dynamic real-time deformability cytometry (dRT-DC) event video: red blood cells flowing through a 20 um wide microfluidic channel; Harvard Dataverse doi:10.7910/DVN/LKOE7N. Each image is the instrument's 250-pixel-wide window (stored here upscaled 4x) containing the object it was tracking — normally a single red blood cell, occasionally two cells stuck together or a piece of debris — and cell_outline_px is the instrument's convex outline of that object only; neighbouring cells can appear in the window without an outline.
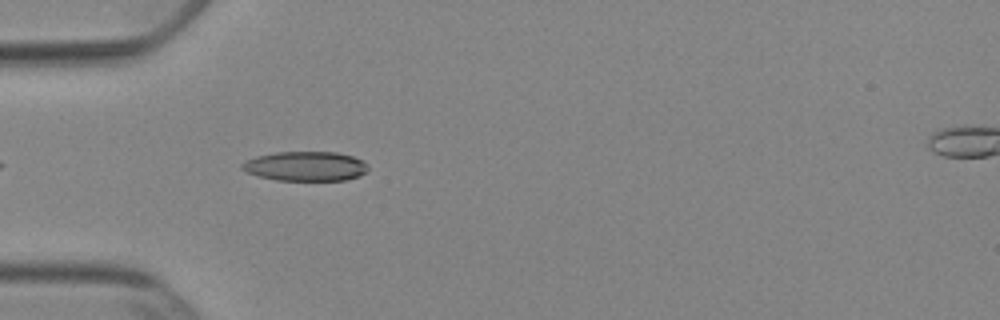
{"species": "Egyptian fruit bat (a non-hibernating species)", "species_latin": "Rousettus aegyptiacus", "temperature_condition": "cold", "stored_images_in_passage": 13, "camera_frame_rate_fps": 3000, "um_per_image_px": 0.085, "animal": {"sex": "female"}, "frame": {"image": 1, "passage_image": 4, "time_ms": 1.0, "image_size_px": [1000, 320], "cell_outline_px": [[368, 168], [360, 176], [344, 180], [276, 180], [260, 176], [248, 172], [240, 168], [240, 164], [256, 156], [276, 152], [336, 152], [352, 156], [368, 164]], "centroid_in_image_um": [25.97, 14.12], "position_along_channel_um": 59.0, "area_um2": 21.5}}
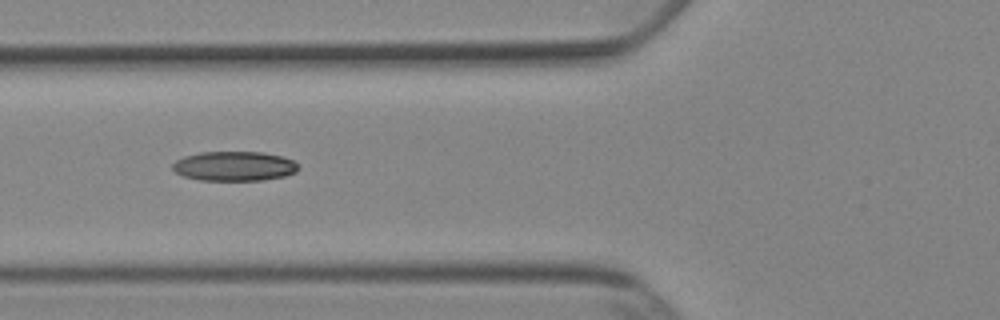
{"frame": {"image": 2, "passage_image": 8, "time_ms": 2.333, "image_size_px": [1000, 320], "cell_outline_px": [[300, 168], [296, 172], [284, 176], [264, 180], [200, 180], [184, 176], [176, 172], [172, 168], [172, 164], [176, 160], [184, 156], [200, 152], [264, 152], [280, 156], [292, 160]], "centroid_in_image_um": [19.91, 14.12], "position_along_channel_um": 105.9, "area_um2": 21.62}}